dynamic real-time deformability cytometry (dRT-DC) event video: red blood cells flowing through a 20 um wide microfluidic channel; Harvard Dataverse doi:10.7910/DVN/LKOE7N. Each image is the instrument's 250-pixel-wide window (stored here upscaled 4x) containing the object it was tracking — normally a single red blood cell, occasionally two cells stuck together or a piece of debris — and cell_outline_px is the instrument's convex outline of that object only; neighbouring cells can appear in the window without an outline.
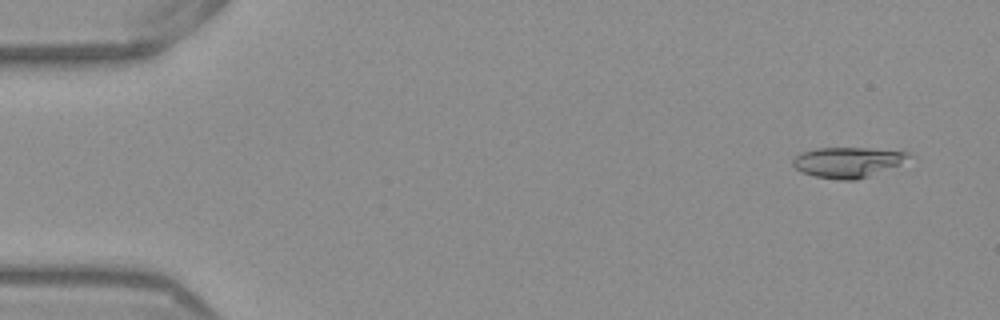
{"species": "Egyptian fruit bat (a non-hibernating species)", "species_latin": "Rousettus aegyptiacus", "temperature_condition": "warm", "stored_images_in_passage": 52, "camera_frame_rate_fps": 3000, "um_per_image_px": 0.085, "frame": {"image": 1, "passage_image": 3, "time_ms": 0.667, "image_size_px": [1000, 320], "cell_outline_px": [[916, 156], [900, 164], [868, 176], [856, 180], [840, 180], [816, 176], [800, 172], [792, 164], [792, 160], [800, 152], [816, 148], [868, 148], [908, 152]], "centroid_in_image_um": [72.07, 13.78], "position_along_channel_um": 12.9, "area_um2": 20.52}}
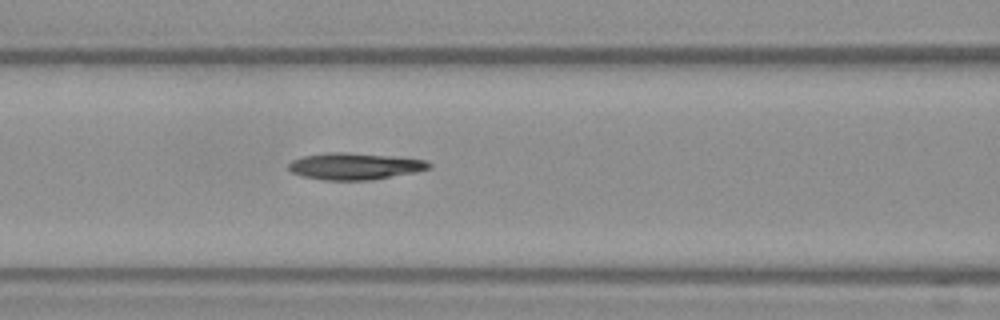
{"frame": {"image": 2, "passage_image": 22, "time_ms": 7.0, "image_size_px": [1000, 320], "cell_outline_px": [[432, 168], [416, 172], [372, 180], [324, 180], [300, 176], [292, 172], [288, 168], [288, 164], [292, 160], [304, 156], [324, 152], [348, 152], [392, 156], [424, 160], [432, 164]], "centroid_in_image_um": [30.14, 14.13], "position_along_channel_um": 136.5, "area_um2": 22.02}}
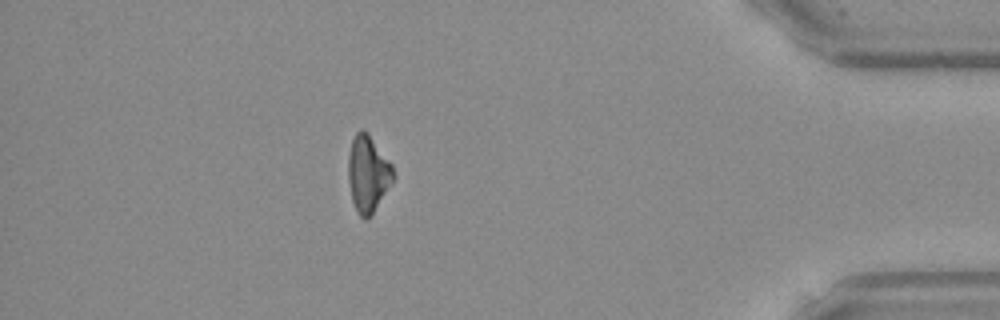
{"frame": {"image": 3, "passage_image": 46, "time_ms": 15.0, "image_size_px": [1000, 320], "cell_outline_px": [[396, 176], [372, 212], [364, 220], [356, 212], [352, 200], [348, 180], [348, 156], [352, 140], [356, 132], [360, 128], [364, 128], [368, 132], [392, 164]], "centroid_in_image_um": [31.27, 14.71], "position_along_channel_um": 403.9, "area_um2": 20.06}, "authors_computed_cell_mechanics": {"area_um2": 21.0103, "velocity_mm_per_s": 3.8975, "shape_relaxation_time_tau1_ms": 5.3777, "shape_relaxation_time_tau2_ms": null, "deformation_change_tau1": 0.1786, "deformation_change_tau2": null}}